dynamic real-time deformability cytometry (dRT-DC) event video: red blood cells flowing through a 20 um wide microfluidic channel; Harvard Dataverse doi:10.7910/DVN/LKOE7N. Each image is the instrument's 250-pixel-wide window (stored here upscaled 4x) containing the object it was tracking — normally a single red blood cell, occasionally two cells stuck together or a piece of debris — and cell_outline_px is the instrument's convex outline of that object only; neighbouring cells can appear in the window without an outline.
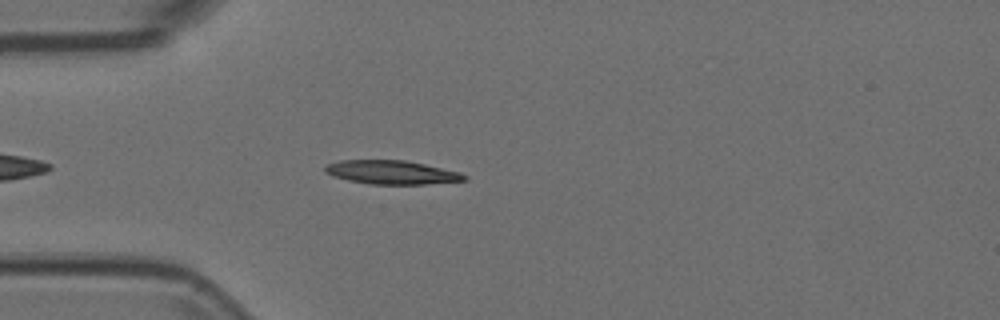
{"species": "Egyptian fruit bat (a non-hibernating species)", "species_latin": "Rousettus aegyptiacus", "temperature_condition": "room temperature", "stored_images_in_passage": 44, "camera_frame_rate_fps": 3000, "um_per_image_px": 0.085, "animal": {"sex": "female"}, "frame": {"image": 1, "passage_image": 5, "time_ms": 1.333, "image_size_px": [1000, 320], "cell_outline_px": [[468, 180], [424, 184], [372, 184], [348, 180], [332, 176], [324, 172], [324, 168], [328, 164], [340, 160], [404, 160], [424, 164], [460, 172], [468, 176]], "centroid_in_image_um": [33.29, 14.65], "position_along_channel_um": 51.7, "area_um2": 19.19}}
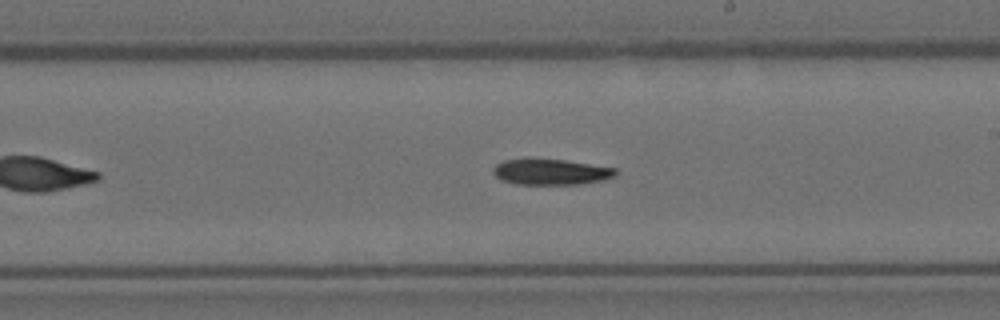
{"frame": {"image": 2, "passage_image": 21, "time_ms": 6.667, "image_size_px": [1000, 320], "cell_outline_px": [[620, 172], [616, 176], [604, 180], [580, 184], [516, 184], [500, 180], [492, 172], [492, 168], [496, 164], [504, 160], [564, 160], [616, 168]], "centroid_in_image_um": [46.86, 14.63], "position_along_channel_um": 242.1, "area_um2": 18.26}}
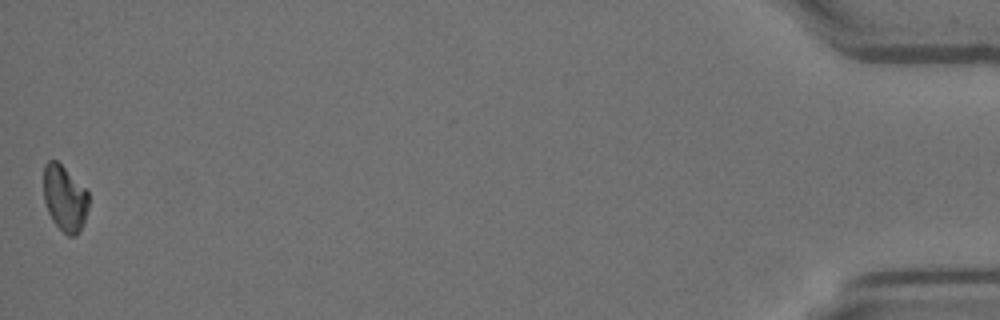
{"frame": {"image": 3, "passage_image": 44, "time_ms": 14.333, "image_size_px": [1000, 320], "cell_outline_px": [[88, 208], [84, 220], [76, 236], [68, 236], [52, 220], [48, 212], [44, 200], [44, 164], [48, 160], [56, 160], [88, 192]], "centroid_in_image_um": [5.48, 16.86], "position_along_channel_um": 429.7, "area_um2": 16.94}}